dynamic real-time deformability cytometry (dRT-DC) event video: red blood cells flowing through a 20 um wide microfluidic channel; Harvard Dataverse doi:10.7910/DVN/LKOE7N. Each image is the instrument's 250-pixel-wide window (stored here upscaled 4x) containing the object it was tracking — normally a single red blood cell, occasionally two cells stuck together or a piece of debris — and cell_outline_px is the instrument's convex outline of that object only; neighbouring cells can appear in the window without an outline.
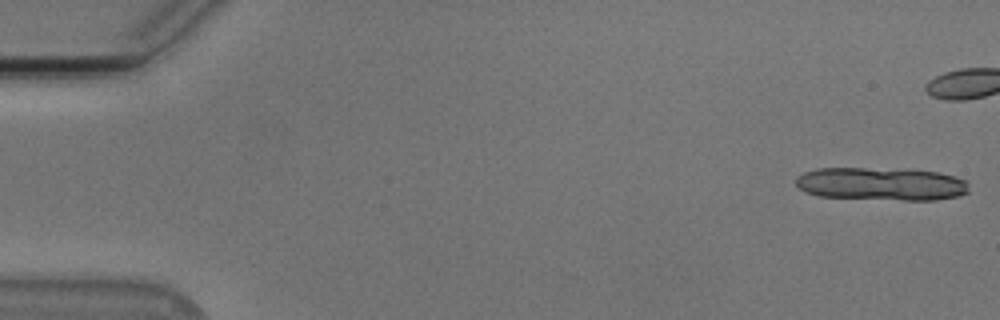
{"species": "Egyptian fruit bat (a non-hibernating species)", "species_latin": "Rousettus aegyptiacus", "temperature_condition": "cold", "stored_images_in_passage": 13, "camera_frame_rate_fps": 3000, "um_per_image_px": 0.085, "animal": {"sex": "male"}, "frame": {"image": 1, "passage_image": 1, "time_ms": 0.0, "image_size_px": [1000, 320], "cell_outline_px": [[968, 192], [960, 196], [936, 200], [904, 200], [820, 196], [808, 192], [800, 188], [796, 184], [796, 176], [804, 172], [816, 168], [864, 168], [936, 172], [956, 176], [968, 180]], "centroid_in_image_um": [74.94, 15.64], "position_along_channel_um": 10.1, "area_um2": 33.06}}